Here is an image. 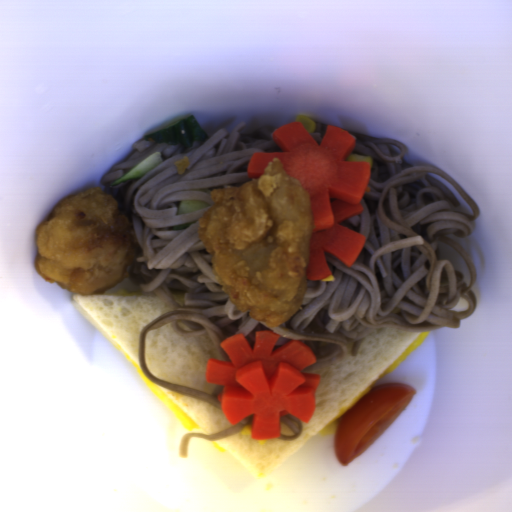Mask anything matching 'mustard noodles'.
I'll return each mask as SVG.
<instances>
[{
	"label": "mustard noodles",
	"instance_id": "1",
	"mask_svg": "<svg viewBox=\"0 0 512 512\" xmlns=\"http://www.w3.org/2000/svg\"><path fill=\"white\" fill-rule=\"evenodd\" d=\"M239 123L230 132L217 129L204 142L190 147L139 140L131 157L112 168L100 183L112 194L134 228L139 250L127 273L131 283L145 294L175 307L158 315L138 335L141 370L151 382L174 393L184 394L222 410L218 395L176 385L149 373L145 363L148 331L170 324L176 335L208 334L221 361L230 362L220 342L242 334L251 350L256 331L279 334L275 351L291 340L310 346L316 363L303 368L315 373L345 361L347 345L357 357L360 345L375 329L395 327L408 332L459 328L461 319L477 309L473 287L476 268L465 247L452 237H468L480 208L461 184L432 166L406 162L407 149L394 139L372 138L346 131L355 138L350 154L370 156L369 191L360 199L363 212L339 225L364 236L363 248L351 267L334 254L324 252L334 280L306 278L305 292L294 317L280 326L264 325L240 310L222 290L210 254L199 234V220L209 208L177 215L180 201H202L211 206L212 191L242 186L252 180L247 174L254 153L283 152L272 139L271 129L251 136ZM155 152L163 161L139 180L116 187L109 184ZM183 155L189 167L178 175L174 162ZM445 178L460 192L474 215L452 211L459 206L450 189L435 177ZM196 221V222H195ZM194 222L184 231L173 226ZM439 243L458 252L471 274L470 284L454 270L449 260H440ZM171 291L185 292L184 305L177 306ZM460 298L468 302L464 312H454Z\"/></svg>",
	"mask_w": 512,
	"mask_h": 512
},
{
	"label": "mustard noodles",
	"instance_id": "2",
	"mask_svg": "<svg viewBox=\"0 0 512 512\" xmlns=\"http://www.w3.org/2000/svg\"><path fill=\"white\" fill-rule=\"evenodd\" d=\"M252 420H253V416L250 415V416L240 420L238 423L234 424L232 427L225 429L216 434H201V433L191 432L189 434L182 436L181 443H180L181 457L185 458L187 456L189 441L192 438H200L205 441H215V440L225 438V437L237 434L239 432H242L243 428L247 424H252Z\"/></svg>",
	"mask_w": 512,
	"mask_h": 512
},
{
	"label": "mustard noodles",
	"instance_id": "3",
	"mask_svg": "<svg viewBox=\"0 0 512 512\" xmlns=\"http://www.w3.org/2000/svg\"><path fill=\"white\" fill-rule=\"evenodd\" d=\"M280 423L284 424L292 433L293 435H283L280 433V437H276L285 441H292L294 439H297L300 437L303 427L302 422L295 416L291 414H287L280 418Z\"/></svg>",
	"mask_w": 512,
	"mask_h": 512
},
{
	"label": "mustard noodles",
	"instance_id": "4",
	"mask_svg": "<svg viewBox=\"0 0 512 512\" xmlns=\"http://www.w3.org/2000/svg\"><path fill=\"white\" fill-rule=\"evenodd\" d=\"M314 123H315L314 129L309 134L313 137V139L319 145L325 135L328 125L322 124L320 122H314Z\"/></svg>",
	"mask_w": 512,
	"mask_h": 512
}]
</instances>
